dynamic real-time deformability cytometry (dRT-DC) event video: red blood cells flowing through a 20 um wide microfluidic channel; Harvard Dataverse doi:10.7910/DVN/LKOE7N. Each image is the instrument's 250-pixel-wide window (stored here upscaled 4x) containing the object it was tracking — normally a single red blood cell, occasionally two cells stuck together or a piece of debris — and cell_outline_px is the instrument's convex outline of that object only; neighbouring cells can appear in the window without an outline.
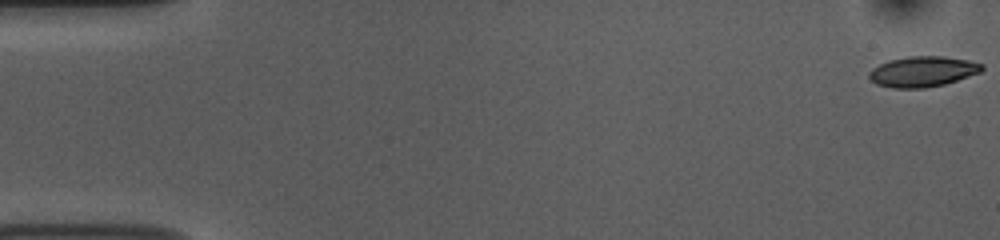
{"species": "common noctule bat (a hibernating species)", "species_latin": "Nyctalus noctula", "temperature_condition": "room temperature", "stored_images_in_passage": 54, "camera_frame_rate_fps": 3000, "um_per_image_px": 0.085, "animal": {"sex": "female", "body_mass_g": 10.0, "forearm_length_mm": 53.1}, "frame": {"image": 1, "passage_image": 1, "time_ms": 0.0, "image_size_px": [1000, 240], "cell_outline_px": [[984, 68], [980, 72], [944, 84], [924, 88], [892, 88], [876, 84], [868, 76], [868, 72], [872, 68], [888, 60], [908, 56], [944, 56], [968, 60], [984, 64]], "centroid_in_image_um": [78.41, 6.07], "position_along_channel_um": 6.6, "area_um2": 20.06}}
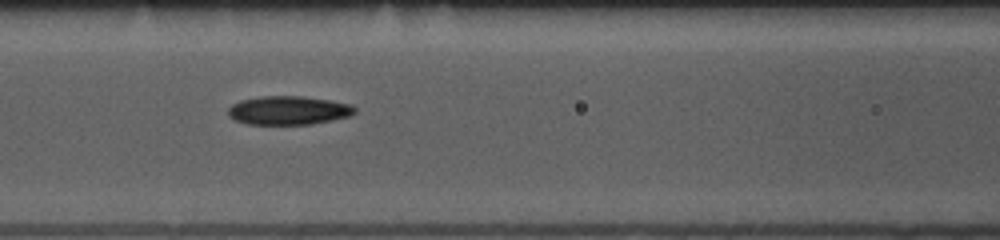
{"frame": {"image": 2, "passage_image": 23, "time_ms": 7.333, "image_size_px": [1000, 240], "cell_outline_px": [[356, 112], [352, 116], [312, 124], [248, 124], [236, 120], [228, 116], [228, 108], [232, 104], [240, 100], [260, 96], [300, 96], [328, 100], [352, 104], [356, 108]], "centroid_in_image_um": [24.53, 9.38], "position_along_channel_um": 142.1, "area_um2": 21.27}}
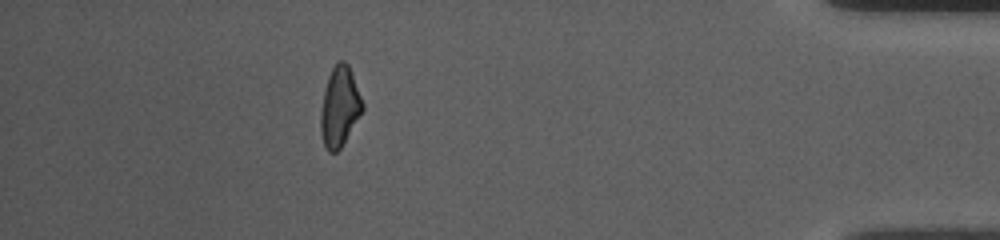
{"frame": {"image": 3, "passage_image": 48, "time_ms": 15.667, "image_size_px": [1000, 240], "cell_outline_px": [[364, 108], [340, 148], [336, 152], [328, 152], [324, 144], [320, 132], [320, 112], [324, 92], [328, 76], [336, 60], [344, 60], [348, 64], [364, 104]], "centroid_in_image_um": [28.85, 9.05], "position_along_channel_um": 406.3, "area_um2": 19.31}, "authors_computed_cell_mechanics": {"area_um2": 20.2878, "velocity_mm_per_s": 3.7629, "shape_relaxation_time_tau1_ms": 5.6711, "shape_relaxation_time_tau2_ms": 4.2255, "deformation_change_tau1": 0.1483, "deformation_change_tau2": 0.1138}}